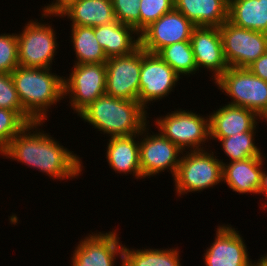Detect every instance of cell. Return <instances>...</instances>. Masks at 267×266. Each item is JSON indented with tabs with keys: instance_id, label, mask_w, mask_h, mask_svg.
<instances>
[{
	"instance_id": "35",
	"label": "cell",
	"mask_w": 267,
	"mask_h": 266,
	"mask_svg": "<svg viewBox=\"0 0 267 266\" xmlns=\"http://www.w3.org/2000/svg\"><path fill=\"white\" fill-rule=\"evenodd\" d=\"M265 169H262L261 172V180H260V187H259V194H265L264 196L267 199V171H264Z\"/></svg>"
},
{
	"instance_id": "22",
	"label": "cell",
	"mask_w": 267,
	"mask_h": 266,
	"mask_svg": "<svg viewBox=\"0 0 267 266\" xmlns=\"http://www.w3.org/2000/svg\"><path fill=\"white\" fill-rule=\"evenodd\" d=\"M72 21L71 26L96 27L116 20L111 0H77L67 6L58 17Z\"/></svg>"
},
{
	"instance_id": "25",
	"label": "cell",
	"mask_w": 267,
	"mask_h": 266,
	"mask_svg": "<svg viewBox=\"0 0 267 266\" xmlns=\"http://www.w3.org/2000/svg\"><path fill=\"white\" fill-rule=\"evenodd\" d=\"M178 249L123 248V266H182Z\"/></svg>"
},
{
	"instance_id": "16",
	"label": "cell",
	"mask_w": 267,
	"mask_h": 266,
	"mask_svg": "<svg viewBox=\"0 0 267 266\" xmlns=\"http://www.w3.org/2000/svg\"><path fill=\"white\" fill-rule=\"evenodd\" d=\"M190 43L195 57L196 67L207 68L217 80L228 68L223 53L222 37L219 27H195Z\"/></svg>"
},
{
	"instance_id": "33",
	"label": "cell",
	"mask_w": 267,
	"mask_h": 266,
	"mask_svg": "<svg viewBox=\"0 0 267 266\" xmlns=\"http://www.w3.org/2000/svg\"><path fill=\"white\" fill-rule=\"evenodd\" d=\"M77 1V0H53L51 4L48 6L45 5V7L42 9L43 17H52L53 15L56 17L58 16L67 6H69L72 2ZM52 15V16H51Z\"/></svg>"
},
{
	"instance_id": "31",
	"label": "cell",
	"mask_w": 267,
	"mask_h": 266,
	"mask_svg": "<svg viewBox=\"0 0 267 266\" xmlns=\"http://www.w3.org/2000/svg\"><path fill=\"white\" fill-rule=\"evenodd\" d=\"M18 67L17 34H0V73H11Z\"/></svg>"
},
{
	"instance_id": "6",
	"label": "cell",
	"mask_w": 267,
	"mask_h": 266,
	"mask_svg": "<svg viewBox=\"0 0 267 266\" xmlns=\"http://www.w3.org/2000/svg\"><path fill=\"white\" fill-rule=\"evenodd\" d=\"M155 120L158 131L183 152L185 148L189 151L204 150L201 144L203 146L210 139L209 118L192 111L176 109Z\"/></svg>"
},
{
	"instance_id": "4",
	"label": "cell",
	"mask_w": 267,
	"mask_h": 266,
	"mask_svg": "<svg viewBox=\"0 0 267 266\" xmlns=\"http://www.w3.org/2000/svg\"><path fill=\"white\" fill-rule=\"evenodd\" d=\"M182 153L177 174L175 190L178 197L188 192H200L222 181L223 160L206 150L185 151ZM188 153V154H187Z\"/></svg>"
},
{
	"instance_id": "10",
	"label": "cell",
	"mask_w": 267,
	"mask_h": 266,
	"mask_svg": "<svg viewBox=\"0 0 267 266\" xmlns=\"http://www.w3.org/2000/svg\"><path fill=\"white\" fill-rule=\"evenodd\" d=\"M181 78L158 54L146 52L141 47L140 91L138 102L148 109L147 104L171 93Z\"/></svg>"
},
{
	"instance_id": "37",
	"label": "cell",
	"mask_w": 267,
	"mask_h": 266,
	"mask_svg": "<svg viewBox=\"0 0 267 266\" xmlns=\"http://www.w3.org/2000/svg\"><path fill=\"white\" fill-rule=\"evenodd\" d=\"M261 119H264L267 122V111L262 115Z\"/></svg>"
},
{
	"instance_id": "28",
	"label": "cell",
	"mask_w": 267,
	"mask_h": 266,
	"mask_svg": "<svg viewBox=\"0 0 267 266\" xmlns=\"http://www.w3.org/2000/svg\"><path fill=\"white\" fill-rule=\"evenodd\" d=\"M0 108L15 111L27 124L34 123L22 107L11 73H0Z\"/></svg>"
},
{
	"instance_id": "14",
	"label": "cell",
	"mask_w": 267,
	"mask_h": 266,
	"mask_svg": "<svg viewBox=\"0 0 267 266\" xmlns=\"http://www.w3.org/2000/svg\"><path fill=\"white\" fill-rule=\"evenodd\" d=\"M114 230L108 233H92L81 239L74 250L71 266H114L120 257L123 266V248Z\"/></svg>"
},
{
	"instance_id": "13",
	"label": "cell",
	"mask_w": 267,
	"mask_h": 266,
	"mask_svg": "<svg viewBox=\"0 0 267 266\" xmlns=\"http://www.w3.org/2000/svg\"><path fill=\"white\" fill-rule=\"evenodd\" d=\"M196 26L175 8L150 24L140 34V46L157 54L162 48L183 41H190Z\"/></svg>"
},
{
	"instance_id": "20",
	"label": "cell",
	"mask_w": 267,
	"mask_h": 266,
	"mask_svg": "<svg viewBox=\"0 0 267 266\" xmlns=\"http://www.w3.org/2000/svg\"><path fill=\"white\" fill-rule=\"evenodd\" d=\"M134 33L138 35L136 39ZM94 34L108 58L130 54L140 46L135 28L117 20L94 27Z\"/></svg>"
},
{
	"instance_id": "21",
	"label": "cell",
	"mask_w": 267,
	"mask_h": 266,
	"mask_svg": "<svg viewBox=\"0 0 267 266\" xmlns=\"http://www.w3.org/2000/svg\"><path fill=\"white\" fill-rule=\"evenodd\" d=\"M175 9L196 27H221L228 20L229 0H174Z\"/></svg>"
},
{
	"instance_id": "1",
	"label": "cell",
	"mask_w": 267,
	"mask_h": 266,
	"mask_svg": "<svg viewBox=\"0 0 267 266\" xmlns=\"http://www.w3.org/2000/svg\"><path fill=\"white\" fill-rule=\"evenodd\" d=\"M42 125L43 122L28 124L10 141L1 155L36 168L52 179L66 180L81 175L83 165L80 157L61 146L49 134L40 132L38 127Z\"/></svg>"
},
{
	"instance_id": "11",
	"label": "cell",
	"mask_w": 267,
	"mask_h": 266,
	"mask_svg": "<svg viewBox=\"0 0 267 266\" xmlns=\"http://www.w3.org/2000/svg\"><path fill=\"white\" fill-rule=\"evenodd\" d=\"M148 130L146 125L139 134L142 137L140 138L139 149L143 179L157 175L167 169L175 177L183 151L160 132L150 135Z\"/></svg>"
},
{
	"instance_id": "27",
	"label": "cell",
	"mask_w": 267,
	"mask_h": 266,
	"mask_svg": "<svg viewBox=\"0 0 267 266\" xmlns=\"http://www.w3.org/2000/svg\"><path fill=\"white\" fill-rule=\"evenodd\" d=\"M256 126L248 132L238 133L230 137L221 138L222 150L229 157L230 162L251 157H263L260 148L255 145L254 136Z\"/></svg>"
},
{
	"instance_id": "8",
	"label": "cell",
	"mask_w": 267,
	"mask_h": 266,
	"mask_svg": "<svg viewBox=\"0 0 267 266\" xmlns=\"http://www.w3.org/2000/svg\"><path fill=\"white\" fill-rule=\"evenodd\" d=\"M219 31L229 67L247 68L267 51V33L238 27L228 20Z\"/></svg>"
},
{
	"instance_id": "18",
	"label": "cell",
	"mask_w": 267,
	"mask_h": 266,
	"mask_svg": "<svg viewBox=\"0 0 267 266\" xmlns=\"http://www.w3.org/2000/svg\"><path fill=\"white\" fill-rule=\"evenodd\" d=\"M263 157L223 162L222 181L239 194H259Z\"/></svg>"
},
{
	"instance_id": "5",
	"label": "cell",
	"mask_w": 267,
	"mask_h": 266,
	"mask_svg": "<svg viewBox=\"0 0 267 266\" xmlns=\"http://www.w3.org/2000/svg\"><path fill=\"white\" fill-rule=\"evenodd\" d=\"M214 83L232 98L229 105L247 108L260 118L267 111V82L248 68L229 67Z\"/></svg>"
},
{
	"instance_id": "32",
	"label": "cell",
	"mask_w": 267,
	"mask_h": 266,
	"mask_svg": "<svg viewBox=\"0 0 267 266\" xmlns=\"http://www.w3.org/2000/svg\"><path fill=\"white\" fill-rule=\"evenodd\" d=\"M116 20L130 25L140 34V0H111Z\"/></svg>"
},
{
	"instance_id": "34",
	"label": "cell",
	"mask_w": 267,
	"mask_h": 266,
	"mask_svg": "<svg viewBox=\"0 0 267 266\" xmlns=\"http://www.w3.org/2000/svg\"><path fill=\"white\" fill-rule=\"evenodd\" d=\"M255 76L267 82V51L247 67Z\"/></svg>"
},
{
	"instance_id": "29",
	"label": "cell",
	"mask_w": 267,
	"mask_h": 266,
	"mask_svg": "<svg viewBox=\"0 0 267 266\" xmlns=\"http://www.w3.org/2000/svg\"><path fill=\"white\" fill-rule=\"evenodd\" d=\"M27 125L15 111L0 108V154Z\"/></svg>"
},
{
	"instance_id": "12",
	"label": "cell",
	"mask_w": 267,
	"mask_h": 266,
	"mask_svg": "<svg viewBox=\"0 0 267 266\" xmlns=\"http://www.w3.org/2000/svg\"><path fill=\"white\" fill-rule=\"evenodd\" d=\"M105 94L138 101L140 91L141 46L130 54L108 58Z\"/></svg>"
},
{
	"instance_id": "19",
	"label": "cell",
	"mask_w": 267,
	"mask_h": 266,
	"mask_svg": "<svg viewBox=\"0 0 267 266\" xmlns=\"http://www.w3.org/2000/svg\"><path fill=\"white\" fill-rule=\"evenodd\" d=\"M139 134L110 137L107 143L106 159L116 173L133 174L136 179L143 178L140 168ZM136 139V140H135Z\"/></svg>"
},
{
	"instance_id": "3",
	"label": "cell",
	"mask_w": 267,
	"mask_h": 266,
	"mask_svg": "<svg viewBox=\"0 0 267 266\" xmlns=\"http://www.w3.org/2000/svg\"><path fill=\"white\" fill-rule=\"evenodd\" d=\"M50 70L18 66L11 72L22 107L34 122L47 120L51 105L65 99L63 78Z\"/></svg>"
},
{
	"instance_id": "15",
	"label": "cell",
	"mask_w": 267,
	"mask_h": 266,
	"mask_svg": "<svg viewBox=\"0 0 267 266\" xmlns=\"http://www.w3.org/2000/svg\"><path fill=\"white\" fill-rule=\"evenodd\" d=\"M214 242L204 253L206 266H256L249 258L245 241L230 225L217 226ZM244 241V242H243Z\"/></svg>"
},
{
	"instance_id": "26",
	"label": "cell",
	"mask_w": 267,
	"mask_h": 266,
	"mask_svg": "<svg viewBox=\"0 0 267 266\" xmlns=\"http://www.w3.org/2000/svg\"><path fill=\"white\" fill-rule=\"evenodd\" d=\"M157 54L163 61L170 65L179 76H190V74H195L197 71L190 41L168 45L162 48Z\"/></svg>"
},
{
	"instance_id": "36",
	"label": "cell",
	"mask_w": 267,
	"mask_h": 266,
	"mask_svg": "<svg viewBox=\"0 0 267 266\" xmlns=\"http://www.w3.org/2000/svg\"><path fill=\"white\" fill-rule=\"evenodd\" d=\"M256 266H267V254L258 259Z\"/></svg>"
},
{
	"instance_id": "9",
	"label": "cell",
	"mask_w": 267,
	"mask_h": 266,
	"mask_svg": "<svg viewBox=\"0 0 267 266\" xmlns=\"http://www.w3.org/2000/svg\"><path fill=\"white\" fill-rule=\"evenodd\" d=\"M68 78H63L64 97L69 95L70 106L80 113L90 103L105 94V63L74 64Z\"/></svg>"
},
{
	"instance_id": "7",
	"label": "cell",
	"mask_w": 267,
	"mask_h": 266,
	"mask_svg": "<svg viewBox=\"0 0 267 266\" xmlns=\"http://www.w3.org/2000/svg\"><path fill=\"white\" fill-rule=\"evenodd\" d=\"M30 20L18 39V66L25 68H51L57 53L56 33L51 24ZM56 52V53H55Z\"/></svg>"
},
{
	"instance_id": "30",
	"label": "cell",
	"mask_w": 267,
	"mask_h": 266,
	"mask_svg": "<svg viewBox=\"0 0 267 266\" xmlns=\"http://www.w3.org/2000/svg\"><path fill=\"white\" fill-rule=\"evenodd\" d=\"M174 8V0H140V33Z\"/></svg>"
},
{
	"instance_id": "23",
	"label": "cell",
	"mask_w": 267,
	"mask_h": 266,
	"mask_svg": "<svg viewBox=\"0 0 267 266\" xmlns=\"http://www.w3.org/2000/svg\"><path fill=\"white\" fill-rule=\"evenodd\" d=\"M228 21L241 28L267 33V0H229Z\"/></svg>"
},
{
	"instance_id": "17",
	"label": "cell",
	"mask_w": 267,
	"mask_h": 266,
	"mask_svg": "<svg viewBox=\"0 0 267 266\" xmlns=\"http://www.w3.org/2000/svg\"><path fill=\"white\" fill-rule=\"evenodd\" d=\"M209 117L210 139L220 140L238 133L251 131L261 118L253 111L226 104Z\"/></svg>"
},
{
	"instance_id": "24",
	"label": "cell",
	"mask_w": 267,
	"mask_h": 266,
	"mask_svg": "<svg viewBox=\"0 0 267 266\" xmlns=\"http://www.w3.org/2000/svg\"><path fill=\"white\" fill-rule=\"evenodd\" d=\"M71 27L70 38L77 58L75 64L105 63L108 60L104 49L95 37L94 27Z\"/></svg>"
},
{
	"instance_id": "2",
	"label": "cell",
	"mask_w": 267,
	"mask_h": 266,
	"mask_svg": "<svg viewBox=\"0 0 267 266\" xmlns=\"http://www.w3.org/2000/svg\"><path fill=\"white\" fill-rule=\"evenodd\" d=\"M147 110L138 102L102 95L78 116L110 137L140 134L147 122ZM147 123V124H146Z\"/></svg>"
}]
</instances>
